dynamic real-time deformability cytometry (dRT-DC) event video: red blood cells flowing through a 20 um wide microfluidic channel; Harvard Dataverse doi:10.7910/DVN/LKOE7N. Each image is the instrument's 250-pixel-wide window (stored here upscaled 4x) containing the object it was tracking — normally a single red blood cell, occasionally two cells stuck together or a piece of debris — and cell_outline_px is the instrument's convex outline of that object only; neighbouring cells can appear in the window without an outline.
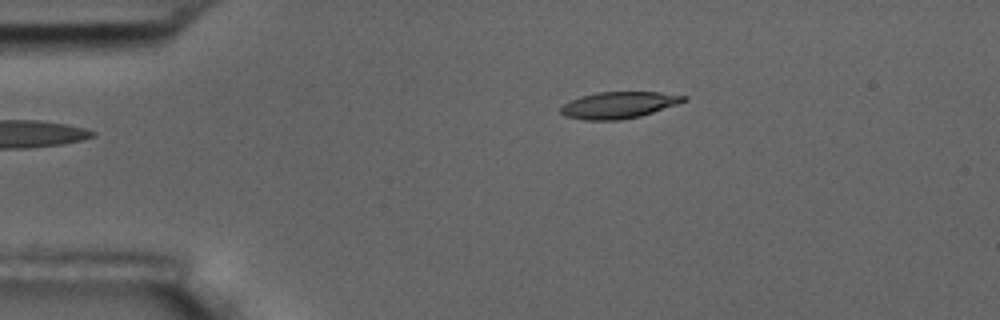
{"species": "common noctule bat (a hibernating species)", "species_latin": "Nyctalus noctula", "temperature_condition": "room temperature", "stored_images_in_passage": 5, "camera_frame_rate_fps": 3000, "um_per_image_px": 0.085, "animal": {"sex": "male", "body_mass_g": 17.5, "forearm_length_mm": 52.3}, "frame": {"image": 1, "passage_image": 5, "time_ms": 5.333, "image_size_px": [1000, 320], "cell_outline_px": [[688, 100], [640, 116], [620, 120], [584, 120], [564, 116], [560, 112], [560, 108], [564, 104], [580, 96], [596, 92], [660, 92], [688, 96]], "centroid_in_image_um": [52.58, 8.93], "position_along_channel_um": 32.4, "area_um2": 19.02}}